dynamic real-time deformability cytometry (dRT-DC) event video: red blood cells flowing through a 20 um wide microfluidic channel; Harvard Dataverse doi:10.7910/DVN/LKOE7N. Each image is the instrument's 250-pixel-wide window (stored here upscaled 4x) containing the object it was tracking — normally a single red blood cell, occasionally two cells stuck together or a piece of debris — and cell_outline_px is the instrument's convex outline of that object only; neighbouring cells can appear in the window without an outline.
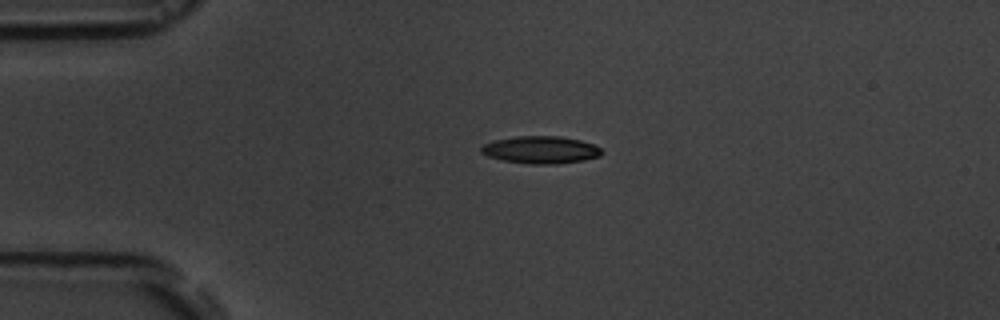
{"species": "common noctule bat (a hibernating species)", "species_latin": "Nyctalus noctula", "temperature_condition": "room temperature", "stored_images_in_passage": 2, "camera_frame_rate_fps": 3000, "um_per_image_px": 0.085, "animal": {"sex": "male", "body_mass_g": 19.5, "forearm_length_mm": 54.6}, "frame": {"image": 1, "passage_image": 1, "time_ms": 0.0, "image_size_px": [1000, 320], "cell_outline_px": [[604, 152], [600, 156], [584, 160], [556, 164], [528, 164], [504, 160], [488, 156], [480, 152], [480, 148], [484, 144], [496, 140], [516, 136], [560, 136], [580, 140], [592, 144], [600, 148]], "centroid_in_image_um": [45.98, 12.74], "position_along_channel_um": 39.0, "area_um2": 19.19}}